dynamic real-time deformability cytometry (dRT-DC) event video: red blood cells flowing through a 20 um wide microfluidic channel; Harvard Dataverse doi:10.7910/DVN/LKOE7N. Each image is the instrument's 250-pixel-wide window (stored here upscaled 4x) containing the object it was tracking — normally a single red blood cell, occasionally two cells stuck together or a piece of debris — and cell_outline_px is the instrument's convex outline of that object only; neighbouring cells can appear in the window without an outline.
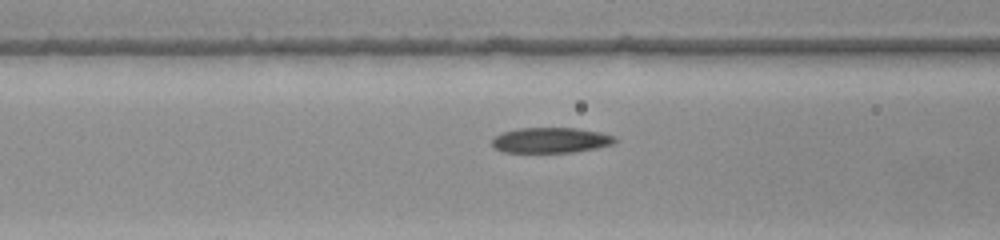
{"species": "common noctule bat (a hibernating species)", "species_latin": "Nyctalus noctula", "temperature_condition": "warm", "stored_images_in_passage": 32, "camera_frame_rate_fps": 3000, "um_per_image_px": 0.085, "animal": {"sex": "female", "body_mass_g": 22.0, "forearm_length_mm": 56.7}, "frame": {"image": 1, "passage_image": 12, "time_ms": 3.667, "image_size_px": [1000, 240], "cell_outline_px": [[616, 144], [596, 148], [572, 152], [504, 152], [496, 148], [492, 144], [492, 140], [500, 132], [520, 128], [576, 128], [600, 132], [616, 136]], "centroid_in_image_um": [46.85, 11.91], "position_along_channel_um": 119.8, "area_um2": 18.21}}
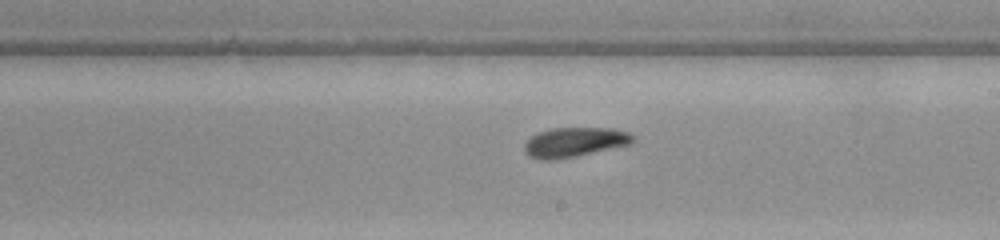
{"frame": {"image": 2, "passage_image": 21, "time_ms": 6.667, "image_size_px": [1000, 240], "cell_outline_px": [[636, 140], [632, 144], [576, 156], [552, 160], [544, 160], [528, 156], [524, 152], [524, 144], [532, 136], [540, 132], [552, 128], [612, 128], [628, 132], [636, 136]], "centroid_in_image_um": [48.88, 12.08], "position_along_channel_um": 240.1, "area_um2": 18.79}}
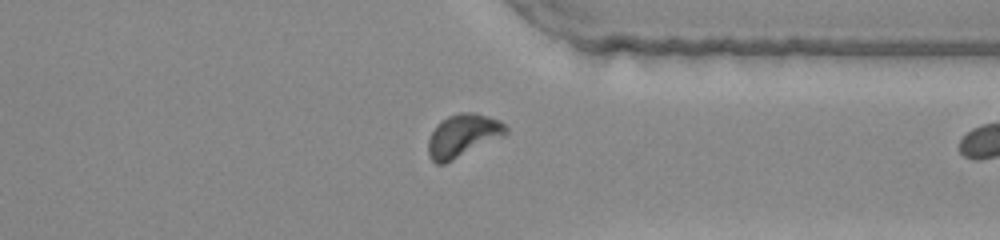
{"frame": {"image": 3, "passage_image": 31, "time_ms": 10.0, "image_size_px": [1000, 240], "cell_outline_px": [[508, 132], [504, 136], [444, 164], [436, 164], [428, 156], [428, 140], [436, 124], [448, 116], [460, 112], [476, 112], [500, 120], [508, 128]], "centroid_in_image_um": [39.35, 11.52], "position_along_channel_um": 372.1, "area_um2": 19.48}}